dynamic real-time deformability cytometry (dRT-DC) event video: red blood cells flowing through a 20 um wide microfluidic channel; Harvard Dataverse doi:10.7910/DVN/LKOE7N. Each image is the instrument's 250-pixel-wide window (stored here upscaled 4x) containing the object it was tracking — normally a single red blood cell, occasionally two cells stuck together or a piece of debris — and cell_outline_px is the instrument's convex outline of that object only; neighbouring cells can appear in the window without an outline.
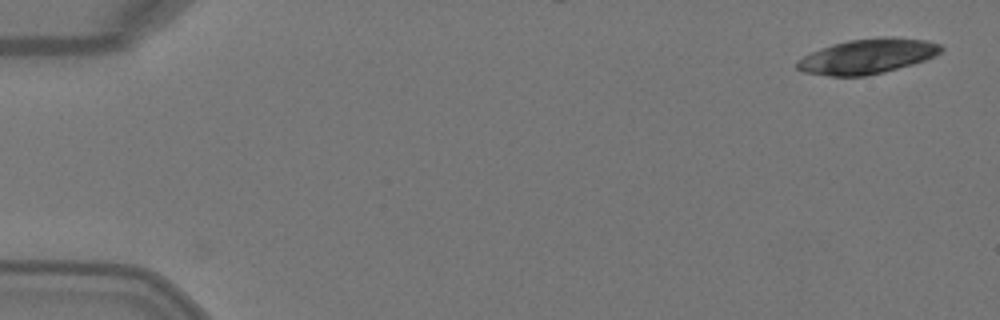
{"species": "Egyptian fruit bat (a non-hibernating species)", "species_latin": "Rousettus aegyptiacus", "temperature_condition": "warm", "stored_images_in_passage": 5, "camera_frame_rate_fps": 3000, "um_per_image_px": 0.085, "animal": {"sex": "female"}, "frame": {"image": 1, "passage_image": 1, "time_ms": 0.0, "image_size_px": [1000, 320], "cell_outline_px": [[944, 48], [936, 56], [912, 64], [884, 72], [864, 76], [828, 76], [804, 72], [796, 68], [796, 60], [820, 48], [832, 44], [848, 40], [880, 36], [892, 36], [928, 40], [940, 44]], "centroid_in_image_um": [73.74, 4.77], "position_along_channel_um": 11.3, "area_um2": 29.54}}